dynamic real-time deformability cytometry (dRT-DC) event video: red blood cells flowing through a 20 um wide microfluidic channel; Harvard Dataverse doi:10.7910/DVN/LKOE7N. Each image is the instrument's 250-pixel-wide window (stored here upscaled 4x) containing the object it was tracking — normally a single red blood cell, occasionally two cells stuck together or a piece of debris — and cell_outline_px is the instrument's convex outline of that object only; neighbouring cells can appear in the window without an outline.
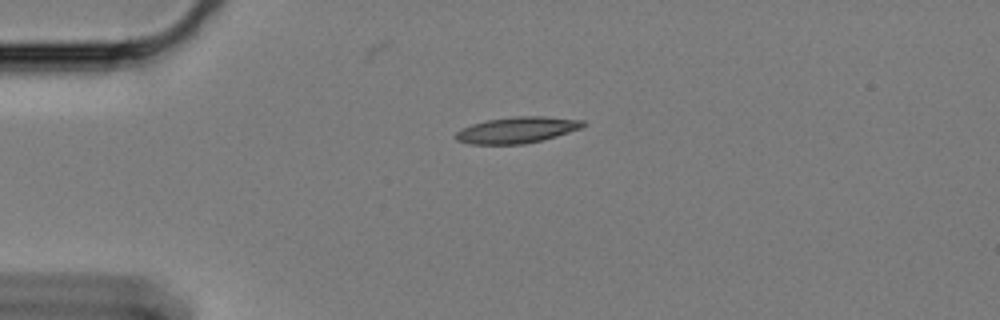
{"species": "Egyptian fruit bat (a non-hibernating species)", "species_latin": "Rousettus aegyptiacus", "temperature_condition": "cold", "stored_images_in_passage": 48, "camera_frame_rate_fps": 3000, "um_per_image_px": 0.085, "animal": {"sex": "female"}, "frame": {"image": 1, "passage_image": 1, "time_ms": 0.0, "image_size_px": [1000, 320], "cell_outline_px": [[588, 124], [580, 128], [556, 136], [524, 144], [468, 144], [456, 140], [456, 132], [472, 124], [488, 120], [512, 116], [544, 116], [584, 120]], "centroid_in_image_um": [43.96, 11.04], "position_along_channel_um": 41.0, "area_um2": 19.31}}
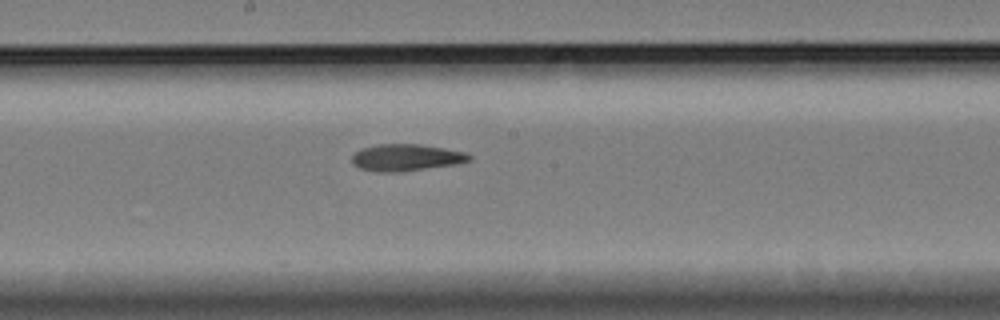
{"frame": {"image": 2, "passage_image": 19, "time_ms": 6.0, "image_size_px": [1000, 320], "cell_outline_px": [[472, 156], [468, 160], [456, 164], [400, 172], [376, 172], [360, 168], [352, 164], [352, 156], [360, 148], [376, 144], [420, 144], [444, 148], [464, 152]], "centroid_in_image_um": [34.47, 13.39], "position_along_channel_um": 213.7, "area_um2": 18.32}}
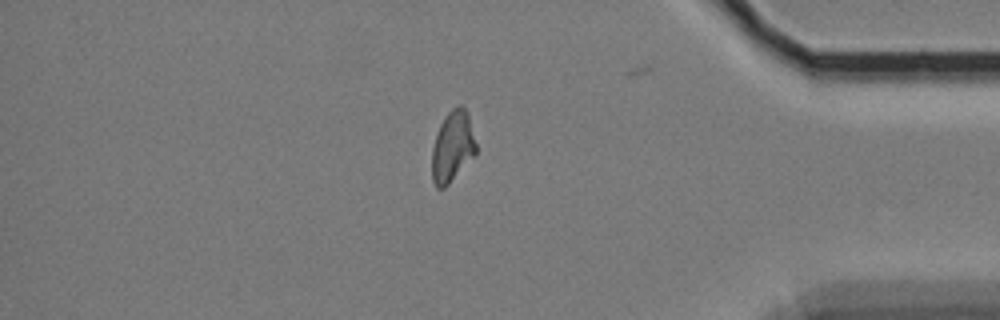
{"frame": {"image": 3, "passage_image": 38, "time_ms": 12.333, "image_size_px": [1000, 320], "cell_outline_px": [[476, 156], [444, 188], [436, 188], [432, 180], [432, 148], [440, 124], [448, 112], [456, 104], [460, 104], [468, 112], [476, 144]], "centroid_in_image_um": [38.48, 12.46], "position_along_channel_um": 396.7, "area_um2": 18.38}, "authors_computed_cell_mechanics": {"area_um2": 18.3226, "velocity_mm_per_s": 3.3257, "shape_relaxation_time_tau1_ms": null, "shape_relaxation_time_tau2_ms": 8.9521, "deformation_change_tau1": null, "deformation_change_tau2": 0.1702}}